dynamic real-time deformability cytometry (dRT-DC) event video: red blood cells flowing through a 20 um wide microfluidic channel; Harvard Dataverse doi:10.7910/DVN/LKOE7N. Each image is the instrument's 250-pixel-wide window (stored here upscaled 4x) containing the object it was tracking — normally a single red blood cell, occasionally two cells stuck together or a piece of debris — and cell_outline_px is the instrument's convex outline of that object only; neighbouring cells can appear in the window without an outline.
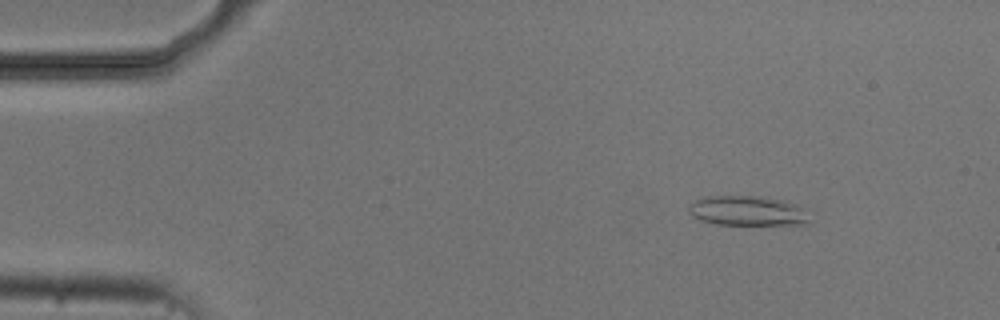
{"species": "common noctule bat (a hibernating species)", "species_latin": "Nyctalus noctula", "temperature_condition": "cold", "stored_images_in_passage": 6, "camera_frame_rate_fps": 3000, "um_per_image_px": 0.085, "animal": {"sex": "male", "body_mass_g": 20.5, "forearm_length_mm": 52.5}, "frame": {"image": 1, "passage_image": 1, "time_ms": 0.0, "image_size_px": [1000, 320], "cell_outline_px": [[808, 224], [716, 224], [700, 220], [692, 216], [688, 212], [688, 208], [696, 200], [704, 196], [768, 196], [784, 200], [796, 204], [800, 208], [808, 220]], "centroid_in_image_um": [63.47, 17.9], "position_along_channel_um": 21.5, "area_um2": 20.75}}
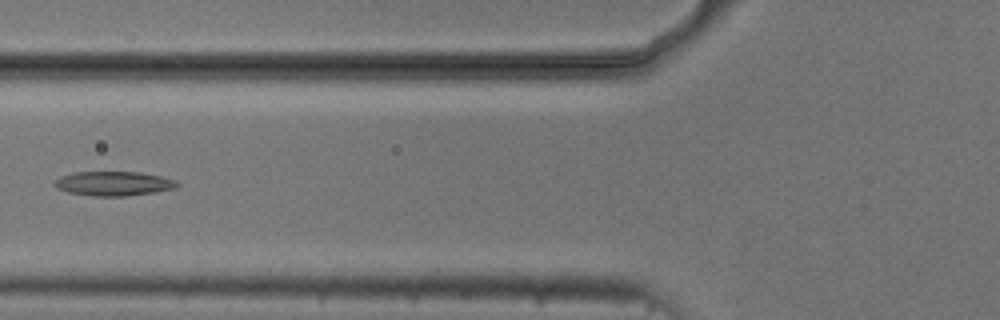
{"frame": {"image": 2, "passage_image": 5, "time_ms": 4.667, "image_size_px": [1000, 320], "cell_outline_px": [[180, 184], [176, 188], [152, 192], [124, 196], [92, 196], [68, 192], [56, 188], [52, 184], [60, 176], [76, 172], [140, 172], [160, 176], [176, 180]], "centroid_in_image_um": [9.64, 15.6], "position_along_channel_um": 116.2, "area_um2": 17.34}}
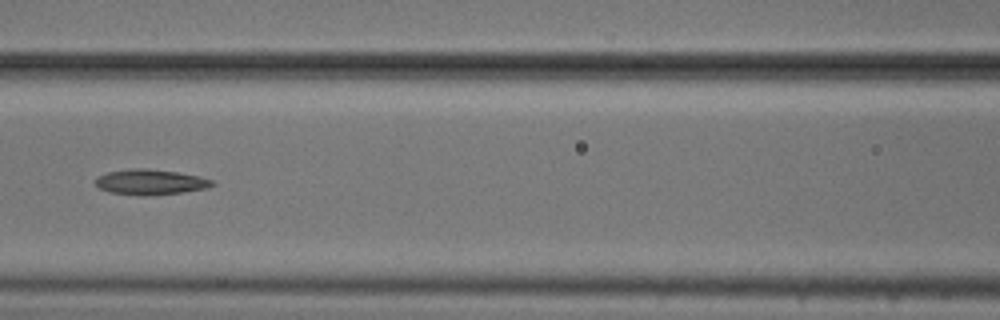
{"frame": {"image": 3, "passage_image": 6, "time_ms": 5.667, "image_size_px": [1000, 320], "cell_outline_px": [[216, 184], [208, 188], [184, 192], [144, 196], [108, 192], [100, 188], [96, 184], [96, 176], [108, 172], [132, 168], [148, 168], [176, 172], [200, 176], [212, 180]], "centroid_in_image_um": [12.8, 15.47], "position_along_channel_um": 153.8, "area_um2": 17.34}}